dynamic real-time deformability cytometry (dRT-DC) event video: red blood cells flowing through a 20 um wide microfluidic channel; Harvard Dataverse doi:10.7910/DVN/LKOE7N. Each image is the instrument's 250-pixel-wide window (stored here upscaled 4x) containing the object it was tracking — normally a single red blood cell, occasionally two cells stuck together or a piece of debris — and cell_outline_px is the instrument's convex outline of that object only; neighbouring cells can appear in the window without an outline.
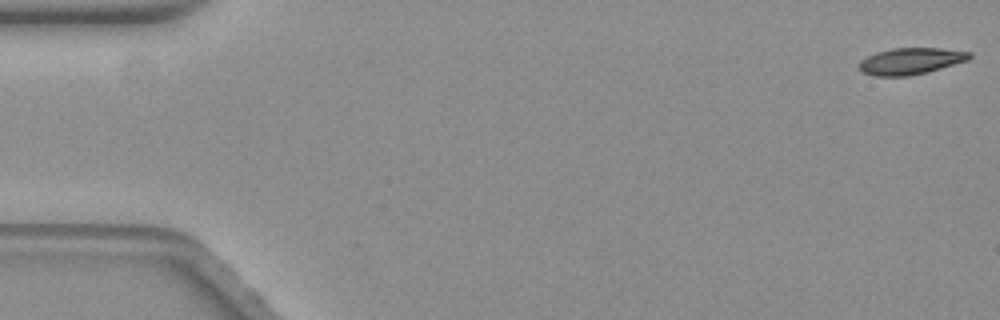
{"species": "common noctule bat (a hibernating species)", "species_latin": "Nyctalus noctula", "temperature_condition": "warm", "stored_images_in_passage": 17, "camera_frame_rate_fps": 3000, "um_per_image_px": 0.085, "animal": {"sex": "female", "body_mass_g": 19.3, "forearm_length_mm": 54.1}, "frame": {"image": 1, "passage_image": 1, "time_ms": 0.0, "image_size_px": [1000, 320], "cell_outline_px": [[972, 56], [968, 60], [940, 68], [908, 76], [876, 76], [860, 72], [860, 60], [876, 52], [892, 48], [940, 48], [972, 52]], "centroid_in_image_um": [77.4, 5.18], "position_along_channel_um": 7.6, "area_um2": 16.94}}
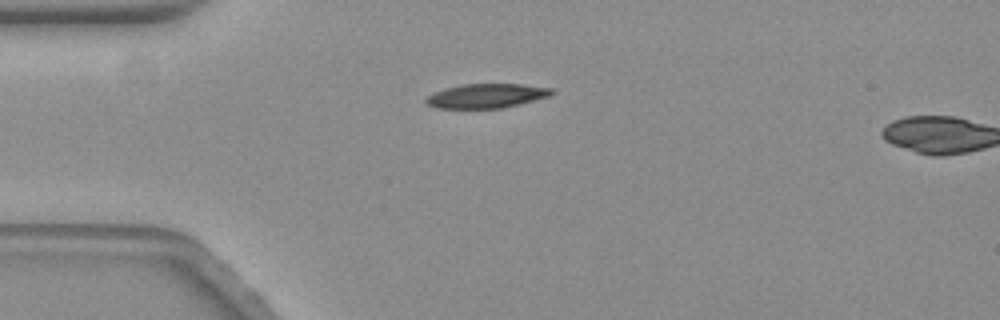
{"frame": {"image": 2, "passage_image": 15, "time_ms": 4.667, "image_size_px": [1000, 320], "cell_outline_px": [[556, 92], [548, 96], [520, 104], [504, 108], [436, 108], [428, 104], [424, 100], [432, 92], [444, 88], [464, 84], [524, 84], [552, 88]], "centroid_in_image_um": [41.35, 8.14], "position_along_channel_um": 43.7, "area_um2": 17.86}}